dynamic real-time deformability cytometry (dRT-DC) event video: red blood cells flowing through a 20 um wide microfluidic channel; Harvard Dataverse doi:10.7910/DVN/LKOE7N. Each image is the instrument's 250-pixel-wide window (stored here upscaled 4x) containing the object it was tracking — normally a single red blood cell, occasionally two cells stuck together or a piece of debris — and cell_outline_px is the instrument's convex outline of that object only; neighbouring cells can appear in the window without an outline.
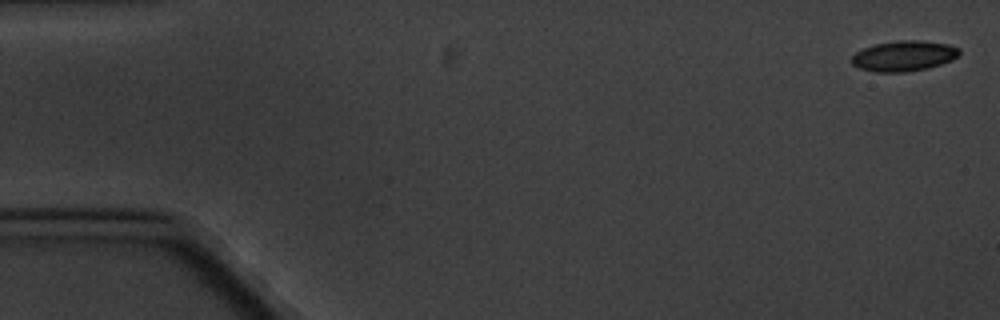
{"species": "common noctule bat (a hibernating species)", "species_latin": "Nyctalus noctula", "temperature_condition": "cold", "stored_images_in_passage": 4, "camera_frame_rate_fps": 3000, "um_per_image_px": 0.085, "animal": {"sex": "male", "body_mass_g": 20.1, "forearm_length_mm": 53.5}, "frame": {"image": 1, "passage_image": 1, "time_ms": 0.0, "image_size_px": [1000, 320], "cell_outline_px": [[960, 52], [952, 60], [928, 68], [908, 72], [876, 72], [860, 68], [852, 64], [852, 56], [856, 52], [864, 48], [876, 44], [896, 40], [920, 40], [948, 44], [960, 48]], "centroid_in_image_um": [76.84, 4.75], "position_along_channel_um": 8.2, "area_um2": 19.07}}